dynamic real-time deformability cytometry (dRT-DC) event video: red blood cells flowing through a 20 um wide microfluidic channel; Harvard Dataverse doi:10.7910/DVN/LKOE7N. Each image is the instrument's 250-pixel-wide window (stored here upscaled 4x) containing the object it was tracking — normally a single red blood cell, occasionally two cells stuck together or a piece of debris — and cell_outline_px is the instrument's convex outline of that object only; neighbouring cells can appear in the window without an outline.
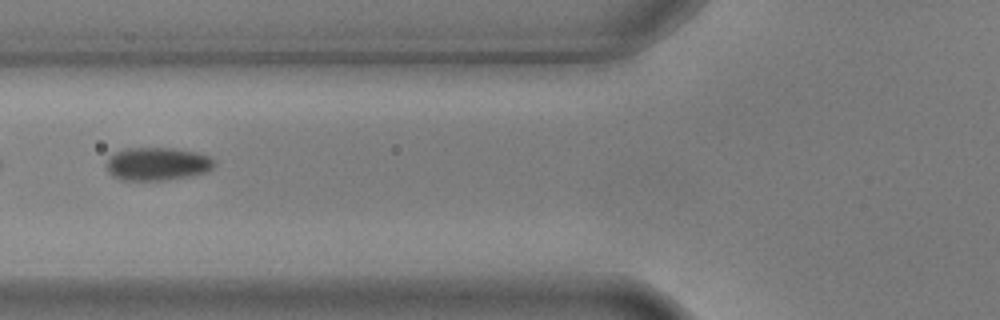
{"species": "common noctule bat (a hibernating species)", "species_latin": "Nyctalus noctula", "temperature_condition": "warm", "stored_images_in_passage": 3, "camera_frame_rate_fps": 3000, "um_per_image_px": 0.085, "animal": {"sex": "male", "body_mass_g": 17.9, "forearm_length_mm": 54.2}, "frame": {"image": 1, "passage_image": 2, "time_ms": 0.333, "image_size_px": [1000, 320], "cell_outline_px": [[216, 164], [208, 172], [188, 176], [160, 180], [124, 180], [112, 176], [108, 172], [108, 160], [116, 152], [124, 148], [172, 148], [196, 152], [208, 156], [216, 160]], "centroid_in_image_um": [13.41, 13.93], "position_along_channel_um": 112.4, "area_um2": 20.63}}
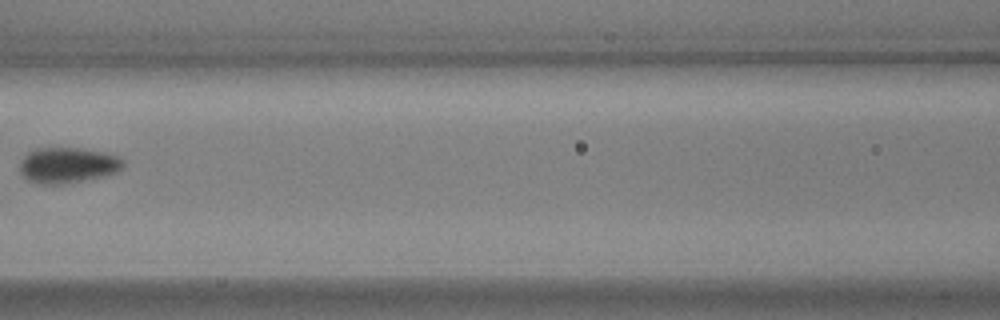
{"frame": {"image": 2, "passage_image": 3, "time_ms": 0.667, "image_size_px": [1000, 320], "cell_outline_px": [[124, 168], [116, 172], [104, 176], [64, 184], [44, 184], [28, 180], [20, 172], [20, 160], [32, 148], [80, 148], [104, 152], [116, 156], [124, 160]], "centroid_in_image_um": [5.75, 14.03], "position_along_channel_um": 160.8, "area_um2": 21.56}}